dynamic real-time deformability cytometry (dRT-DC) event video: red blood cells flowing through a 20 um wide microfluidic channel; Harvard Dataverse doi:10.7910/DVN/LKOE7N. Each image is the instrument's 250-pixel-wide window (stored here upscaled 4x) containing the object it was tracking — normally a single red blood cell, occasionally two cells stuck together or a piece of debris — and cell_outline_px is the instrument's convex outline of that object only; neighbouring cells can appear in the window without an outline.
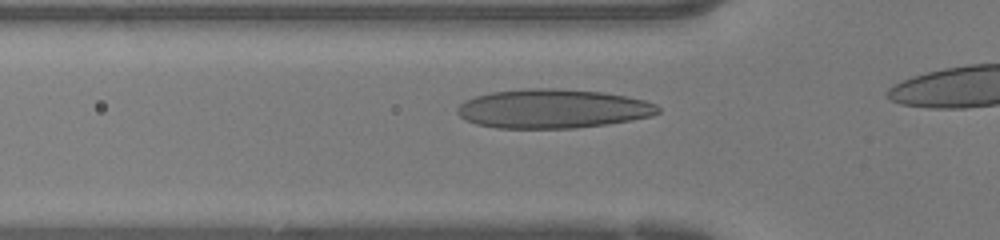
{"species": "human", "species_latin": "Homo sapiens", "temperature_condition": "warm", "stored_images_in_passage": 8, "camera_frame_rate_fps": 3000, "um_per_image_px": 0.085, "donor": {"sex": "female"}, "frame": {"image": 1, "passage_image": 3, "time_ms": 0.667, "image_size_px": [1000, 240], "cell_outline_px": [[660, 112], [652, 116], [632, 120], [604, 124], [572, 128], [496, 128], [476, 124], [464, 120], [456, 112], [456, 108], [464, 100], [476, 96], [492, 92], [528, 88], [552, 88], [600, 92], [624, 96], [644, 100], [656, 104], [660, 108]], "centroid_in_image_um": [46.95, 9.24], "position_along_channel_um": 78.9, "area_um2": 45.6}}
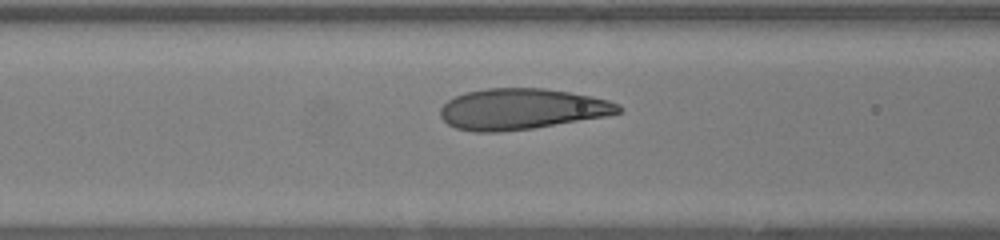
{"frame": {"image": 2, "passage_image": 6, "time_ms": 1.667, "image_size_px": [1000, 240], "cell_outline_px": [[624, 108], [620, 112], [608, 116], [532, 128], [500, 132], [472, 132], [456, 128], [448, 124], [440, 116], [440, 108], [448, 100], [464, 92], [488, 88], [544, 88], [592, 96], [608, 100], [620, 104]], "centroid_in_image_um": [44.35, 9.27], "position_along_channel_um": 122.3, "area_um2": 42.6}}